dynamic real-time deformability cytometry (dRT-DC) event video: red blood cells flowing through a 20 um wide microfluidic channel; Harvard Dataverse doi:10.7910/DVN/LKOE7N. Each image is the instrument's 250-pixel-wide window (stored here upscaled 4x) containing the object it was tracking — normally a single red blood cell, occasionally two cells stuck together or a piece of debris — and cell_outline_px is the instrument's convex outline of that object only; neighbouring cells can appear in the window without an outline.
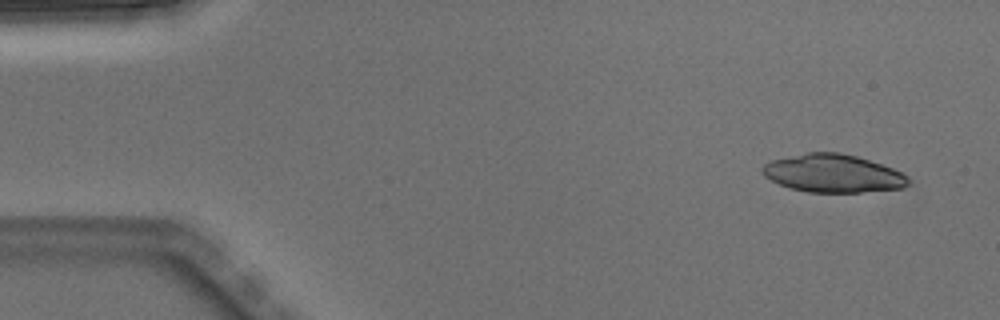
{"species": "Egyptian fruit bat (a non-hibernating species)", "species_latin": "Rousettus aegyptiacus", "temperature_condition": "warm", "stored_images_in_passage": 4, "camera_frame_rate_fps": 3000, "um_per_image_px": 0.085, "animal": {"sex": "male"}, "frame": {"image": 1, "passage_image": 1, "time_ms": 0.0, "image_size_px": [1000, 320], "cell_outline_px": [[908, 184], [904, 188], [860, 192], [808, 192], [792, 188], [780, 184], [764, 176], [760, 172], [760, 168], [764, 164], [772, 160], [808, 152], [840, 152], [856, 156], [892, 168], [908, 176]], "centroid_in_image_um": [70.78, 14.74], "position_along_channel_um": 14.2, "area_um2": 32.14}}